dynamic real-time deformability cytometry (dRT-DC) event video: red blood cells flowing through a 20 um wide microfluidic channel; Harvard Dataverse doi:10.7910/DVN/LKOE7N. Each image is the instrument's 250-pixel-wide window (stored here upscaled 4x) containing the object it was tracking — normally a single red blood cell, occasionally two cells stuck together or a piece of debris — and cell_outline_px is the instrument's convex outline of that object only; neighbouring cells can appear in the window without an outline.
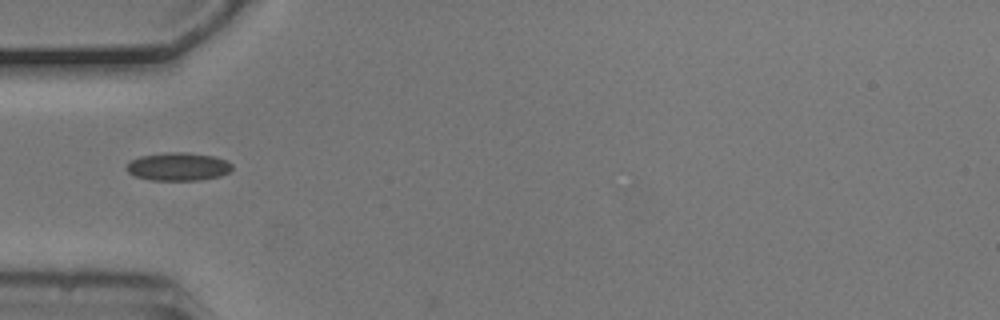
{"species": "common noctule bat (a hibernating species)", "species_latin": "Nyctalus noctula", "temperature_condition": "cold", "stored_images_in_passage": 4, "camera_frame_rate_fps": 3000, "um_per_image_px": 0.085, "animal": {"sex": "male", "body_mass_g": 20.5, "forearm_length_mm": 52.5}, "frame": {"image": 1, "passage_image": 3, "time_ms": 0.667, "image_size_px": [1000, 320], "cell_outline_px": [[232, 168], [228, 172], [220, 176], [200, 180], [152, 180], [136, 176], [128, 172], [124, 168], [132, 160], [140, 156], [164, 152], [188, 152], [212, 156], [228, 160], [232, 164]], "centroid_in_image_um": [15.15, 14.15], "position_along_channel_um": 69.8, "area_um2": 17.34}}